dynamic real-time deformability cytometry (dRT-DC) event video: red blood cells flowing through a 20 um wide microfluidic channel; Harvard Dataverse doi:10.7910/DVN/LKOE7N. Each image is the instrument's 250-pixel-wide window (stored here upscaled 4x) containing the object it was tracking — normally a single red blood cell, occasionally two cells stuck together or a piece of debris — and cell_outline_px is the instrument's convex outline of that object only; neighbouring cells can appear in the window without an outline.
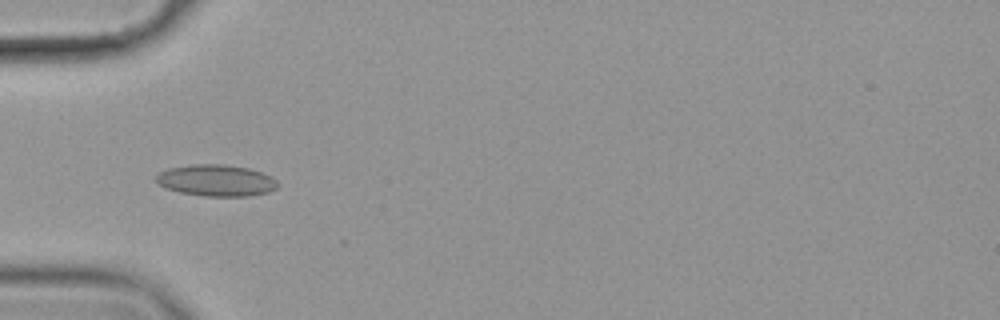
{"species": "common noctule bat (a hibernating species)", "species_latin": "Nyctalus noctula", "temperature_condition": "cold", "stored_images_in_passage": 15, "camera_frame_rate_fps": 3000, "um_per_image_px": 0.085, "animal": {"sex": "female", "body_mass_g": 19.9}, "frame": {"image": 1, "passage_image": 4, "time_ms": 1.0, "image_size_px": [1000, 320], "cell_outline_px": [[280, 184], [276, 188], [268, 192], [252, 196], [204, 196], [180, 192], [168, 188], [160, 184], [156, 180], [156, 176], [160, 172], [168, 168], [192, 164], [220, 164], [248, 168], [260, 172], [276, 180]], "centroid_in_image_um": [18.39, 15.34], "position_along_channel_um": 66.6, "area_um2": 22.14}}
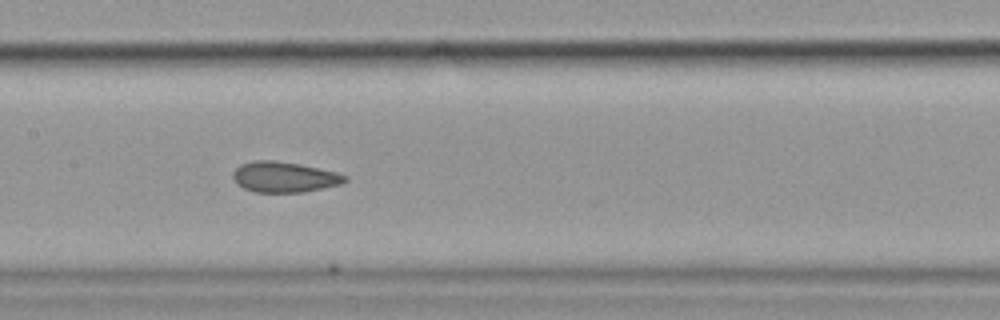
{"frame": {"image": 2, "passage_image": 14, "time_ms": 4.333, "image_size_px": [1000, 320], "cell_outline_px": [[348, 180], [340, 184], [304, 192], [256, 192], [244, 188], [236, 184], [232, 176], [236, 168], [240, 164], [256, 160], [272, 160], [300, 164], [336, 172], [348, 176]], "centroid_in_image_um": [24.15, 15.04], "position_along_channel_um": 183.2, "area_um2": 19.88}}